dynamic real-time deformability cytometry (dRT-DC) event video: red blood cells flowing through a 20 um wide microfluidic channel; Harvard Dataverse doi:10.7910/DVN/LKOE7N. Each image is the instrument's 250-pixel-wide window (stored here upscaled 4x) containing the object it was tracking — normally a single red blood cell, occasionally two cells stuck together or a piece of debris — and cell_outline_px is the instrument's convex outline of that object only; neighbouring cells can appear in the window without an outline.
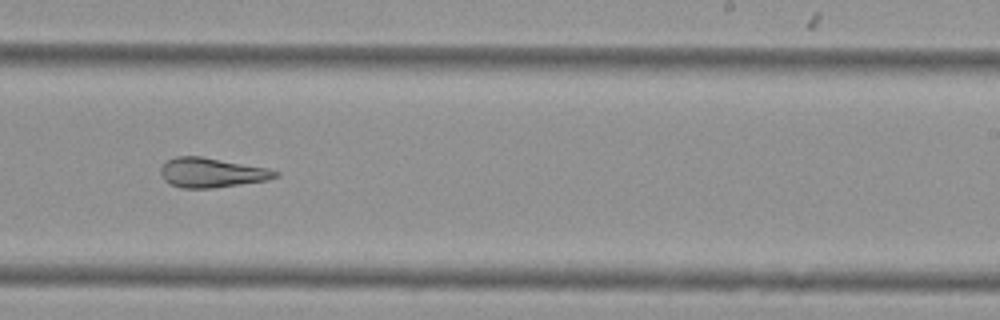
{"species": "Egyptian fruit bat (a non-hibernating species)", "species_latin": "Rousettus aegyptiacus", "temperature_condition": "cold", "stored_images_in_passage": 22, "camera_frame_rate_fps": 3000, "um_per_image_px": 0.085, "animal": {"sex": "female"}, "frame": {"image": 1, "passage_image": 19, "time_ms": 6.0, "image_size_px": [1000, 320], "cell_outline_px": [[280, 176], [268, 180], [216, 188], [180, 188], [164, 180], [160, 172], [160, 168], [168, 160], [176, 156], [200, 156], [268, 168], [280, 172]], "centroid_in_image_um": [18.02, 14.68], "position_along_channel_um": 271.0, "area_um2": 19.83}}